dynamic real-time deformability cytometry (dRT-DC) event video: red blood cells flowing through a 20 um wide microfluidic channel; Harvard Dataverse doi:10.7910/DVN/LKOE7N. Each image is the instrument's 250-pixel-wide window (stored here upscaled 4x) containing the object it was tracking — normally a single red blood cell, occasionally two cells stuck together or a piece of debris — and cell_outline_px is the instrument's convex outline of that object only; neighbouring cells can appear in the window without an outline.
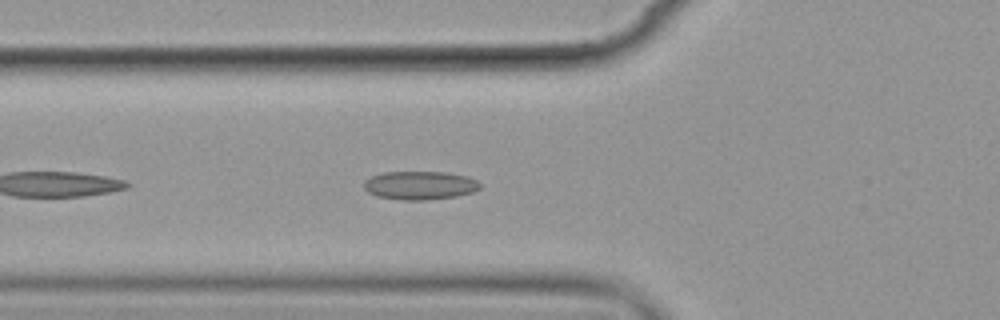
{"species": "common noctule bat (a hibernating species)", "species_latin": "Nyctalus noctula", "temperature_condition": "cold", "stored_images_in_passage": 2, "camera_frame_rate_fps": 3000, "um_per_image_px": 0.085, "animal": {"sex": "female", "body_mass_g": 19.9}, "frame": {"image": 1, "passage_image": 2, "time_ms": 1.0, "image_size_px": [1000, 320], "cell_outline_px": [[480, 188], [472, 192], [456, 196], [424, 200], [400, 200], [376, 196], [368, 192], [364, 188], [364, 180], [372, 176], [384, 172], [444, 172], [468, 176], [476, 180], [480, 184]], "centroid_in_image_um": [35.67, 15.75], "position_along_channel_um": 90.1, "area_um2": 19.25}}